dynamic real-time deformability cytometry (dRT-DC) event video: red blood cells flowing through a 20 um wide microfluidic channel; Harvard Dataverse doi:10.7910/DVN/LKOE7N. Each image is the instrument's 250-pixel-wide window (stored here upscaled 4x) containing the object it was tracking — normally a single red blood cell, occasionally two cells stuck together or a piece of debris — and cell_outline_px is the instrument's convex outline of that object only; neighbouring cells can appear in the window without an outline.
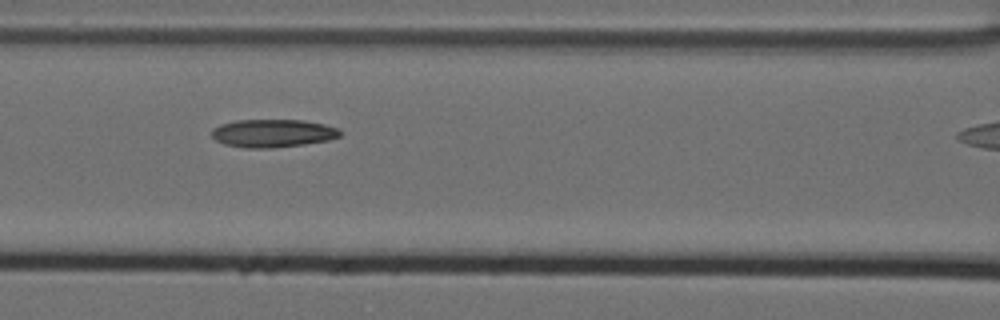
{"species": "Egyptian fruit bat (a non-hibernating species)", "species_latin": "Rousettus aegyptiacus", "temperature_condition": "cold", "stored_images_in_passage": 12, "camera_frame_rate_fps": 3000, "um_per_image_px": 0.085, "animal": {"sex": "female"}, "frame": {"image": 1, "passage_image": 6, "time_ms": 1.667, "image_size_px": [1000, 320], "cell_outline_px": [[340, 136], [328, 140], [304, 144], [272, 148], [244, 148], [224, 144], [216, 140], [212, 136], [212, 128], [220, 124], [236, 120], [304, 120], [324, 124], [340, 128]], "centroid_in_image_um": [23.18, 11.32], "position_along_channel_um": 143.4, "area_um2": 21.04}}
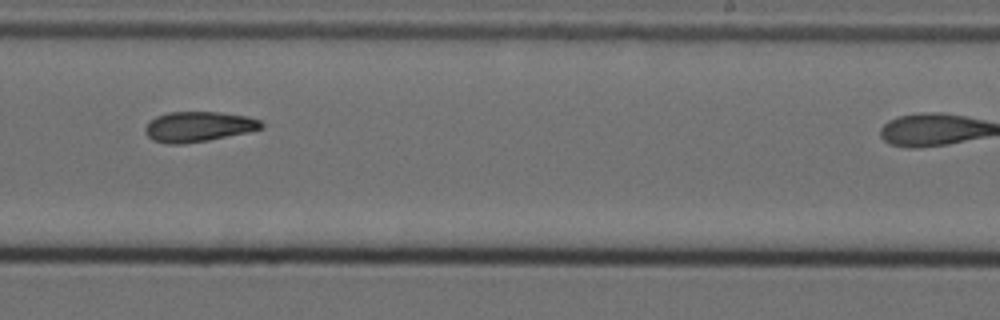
{"frame": {"image": 2, "passage_image": 9, "time_ms": 2.667, "image_size_px": [1000, 320], "cell_outline_px": [[264, 128], [248, 132], [208, 140], [180, 144], [168, 144], [152, 140], [144, 132], [144, 128], [156, 116], [168, 112], [220, 112], [248, 116], [260, 120], [264, 124]], "centroid_in_image_um": [16.88, 10.76], "position_along_channel_um": 272.1, "area_um2": 20.46}}
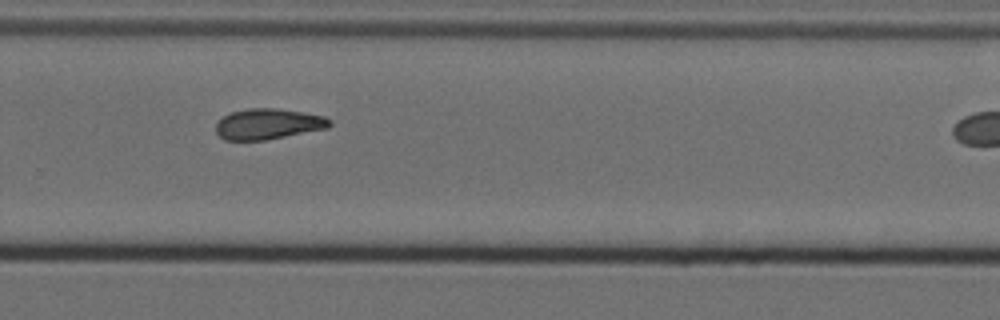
{"frame": {"image": 3, "passage_image": 10, "time_ms": 3.0, "image_size_px": [1000, 320], "cell_outline_px": [[332, 124], [328, 128], [264, 140], [224, 140], [216, 132], [216, 124], [224, 116], [232, 112], [248, 108], [276, 108], [304, 112], [324, 116], [332, 120]], "centroid_in_image_um": [22.81, 10.53], "position_along_channel_um": 307.0, "area_um2": 20.29}}